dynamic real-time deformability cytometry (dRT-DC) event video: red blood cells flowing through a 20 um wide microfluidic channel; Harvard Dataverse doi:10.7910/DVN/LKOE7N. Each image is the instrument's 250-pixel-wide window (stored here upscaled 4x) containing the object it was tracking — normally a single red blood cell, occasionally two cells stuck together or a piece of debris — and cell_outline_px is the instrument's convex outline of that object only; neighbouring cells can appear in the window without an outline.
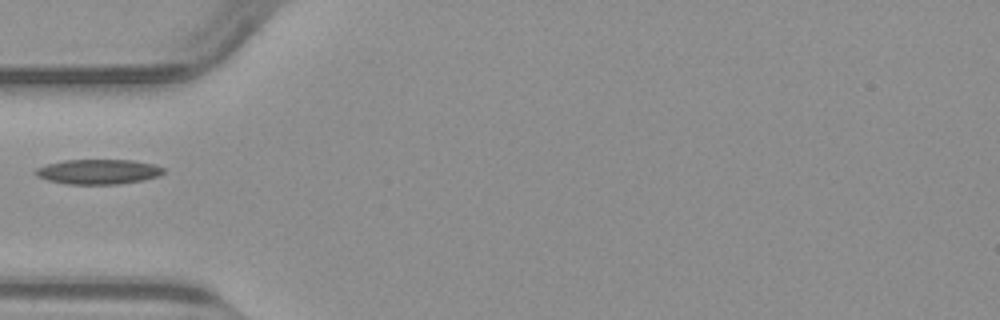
{"species": "common noctule bat (a hibernating species)", "species_latin": "Nyctalus noctula", "temperature_condition": "warm", "stored_images_in_passage": 11, "camera_frame_rate_fps": 3000, "um_per_image_px": 0.085, "animal": {"sex": "male", "body_mass_g": 23.1, "forearm_length_mm": 52.7}, "frame": {"image": 1, "passage_image": 1, "time_ms": 0.0, "image_size_px": [1000, 320], "cell_outline_px": [[164, 172], [160, 176], [144, 180], [120, 184], [68, 184], [48, 180], [36, 176], [32, 172], [36, 168], [48, 164], [64, 160], [132, 160], [152, 164], [164, 168]], "centroid_in_image_um": [8.35, 14.6], "position_along_channel_um": 76.7, "area_um2": 18.61}}
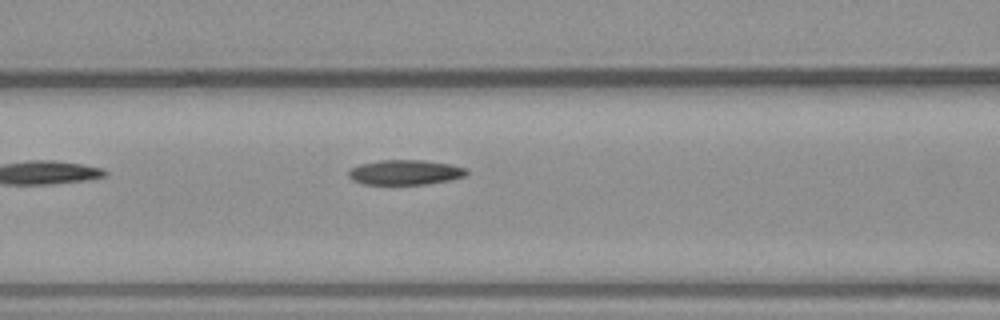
{"frame": {"image": 2, "passage_image": 5, "time_ms": 1.333, "image_size_px": [1000, 320], "cell_outline_px": [[468, 172], [464, 176], [448, 180], [428, 184], [364, 184], [352, 180], [348, 176], [348, 172], [352, 168], [360, 164], [380, 160], [424, 160], [452, 164], [468, 168]], "centroid_in_image_um": [34.46, 14.64], "position_along_channel_um": 132.1, "area_um2": 17.17}}